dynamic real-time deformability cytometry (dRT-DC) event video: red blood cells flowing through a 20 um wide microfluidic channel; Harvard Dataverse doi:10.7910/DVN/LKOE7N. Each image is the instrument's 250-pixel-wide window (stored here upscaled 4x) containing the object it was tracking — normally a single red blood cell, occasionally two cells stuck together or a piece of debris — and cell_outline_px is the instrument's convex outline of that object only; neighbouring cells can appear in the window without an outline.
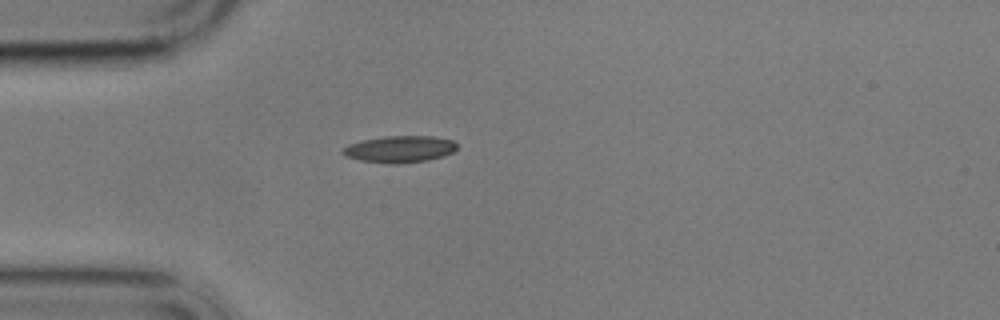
{"species": "common noctule bat (a hibernating species)", "species_latin": "Nyctalus noctula", "temperature_condition": "cold", "stored_images_in_passage": 4, "camera_frame_rate_fps": 3000, "um_per_image_px": 0.085, "animal": {"sex": "male", "body_mass_g": 17.9}, "frame": {"image": 1, "passage_image": 4, "time_ms": 3.667, "image_size_px": [1000, 320], "cell_outline_px": [[456, 148], [452, 152], [444, 156], [428, 160], [400, 164], [388, 164], [360, 160], [344, 156], [340, 152], [348, 144], [360, 140], [384, 136], [432, 136], [452, 140], [456, 144]], "centroid_in_image_um": [33.93, 12.68], "position_along_channel_um": 51.1, "area_um2": 17.98}}